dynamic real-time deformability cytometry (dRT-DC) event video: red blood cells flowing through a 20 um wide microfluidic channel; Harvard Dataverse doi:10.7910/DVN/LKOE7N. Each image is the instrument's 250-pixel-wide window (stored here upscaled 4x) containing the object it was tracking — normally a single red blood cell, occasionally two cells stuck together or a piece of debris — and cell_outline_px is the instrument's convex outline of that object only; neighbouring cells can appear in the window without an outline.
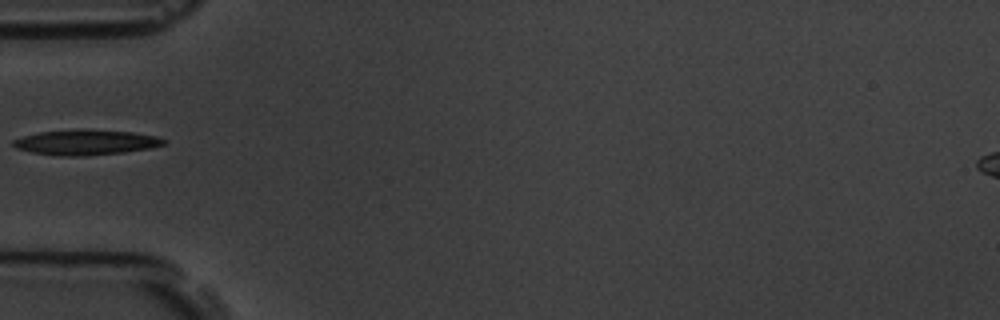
{"species": "common noctule bat (a hibernating species)", "species_latin": "Nyctalus noctula", "temperature_condition": "room temperature", "stored_images_in_passage": 1, "camera_frame_rate_fps": 3000, "um_per_image_px": 0.085, "animal": {"sex": "male", "body_mass_g": 19.5, "forearm_length_mm": 54.6}, "frame": {"image": 1, "passage_image": 1, "time_ms": 0.0, "image_size_px": [1000, 320], "cell_outline_px": [[168, 140], [164, 144], [152, 148], [124, 152], [84, 156], [60, 156], [32, 152], [16, 148], [12, 144], [12, 140], [24, 136], [40, 132], [76, 128], [80, 128], [132, 132], [156, 136]], "centroid_in_image_um": [7.31, 12.09], "position_along_channel_um": 77.7, "area_um2": 22.37}}